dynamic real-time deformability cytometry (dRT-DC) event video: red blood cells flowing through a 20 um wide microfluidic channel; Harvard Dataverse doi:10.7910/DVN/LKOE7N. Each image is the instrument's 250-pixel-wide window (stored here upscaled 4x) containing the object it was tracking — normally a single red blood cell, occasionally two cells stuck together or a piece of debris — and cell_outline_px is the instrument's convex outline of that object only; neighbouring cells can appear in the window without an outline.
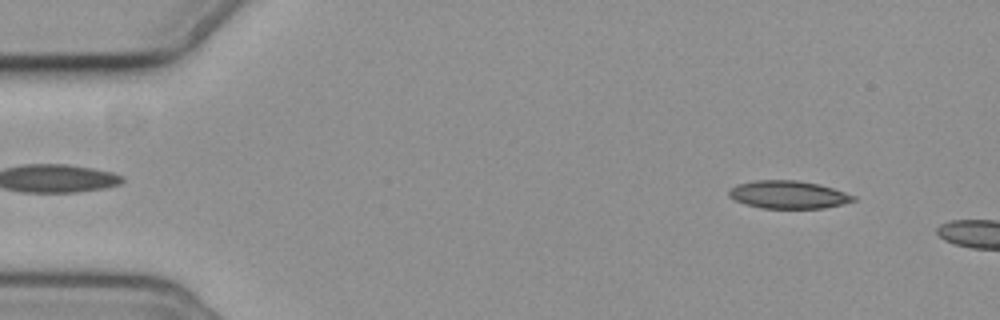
{"species": "common noctule bat (a hibernating species)", "species_latin": "Nyctalus noctula", "temperature_condition": "cold", "stored_images_in_passage": 2, "camera_frame_rate_fps": 3000, "um_per_image_px": 0.085, "animal": {"sex": "female", "body_mass_g": 19.3, "forearm_length_mm": 54.1}, "frame": {"image": 1, "passage_image": 1, "time_ms": 0.0, "image_size_px": [1000, 320], "cell_outline_px": [[856, 200], [824, 208], [764, 208], [744, 204], [728, 196], [728, 192], [736, 184], [752, 180], [796, 180], [820, 184], [856, 196]], "centroid_in_image_um": [66.98, 16.53], "position_along_channel_um": 18.0, "area_um2": 20.11}}